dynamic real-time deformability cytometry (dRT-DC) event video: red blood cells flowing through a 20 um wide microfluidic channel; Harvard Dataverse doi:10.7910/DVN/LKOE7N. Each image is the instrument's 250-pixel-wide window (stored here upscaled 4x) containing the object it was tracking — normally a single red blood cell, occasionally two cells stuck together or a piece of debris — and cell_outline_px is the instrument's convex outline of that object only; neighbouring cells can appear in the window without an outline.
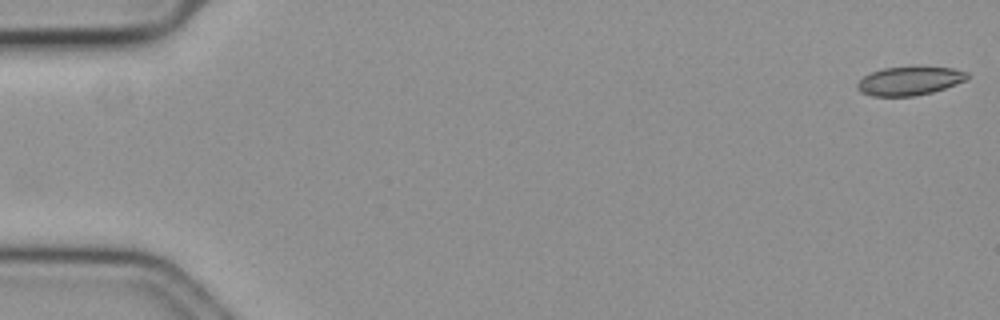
{"species": "common noctule bat (a hibernating species)", "species_latin": "Nyctalus noctula", "temperature_condition": "cold", "stored_images_in_passage": 58, "camera_frame_rate_fps": 3000, "um_per_image_px": 0.085, "animal": {"sex": "female", "body_mass_g": 19.3, "forearm_length_mm": 54.1}, "frame": {"image": 1, "passage_image": 1, "time_ms": 0.0, "image_size_px": [1000, 320], "cell_outline_px": [[968, 80], [932, 92], [916, 96], [872, 96], [860, 92], [856, 88], [856, 84], [864, 76], [872, 72], [884, 68], [952, 68], [968, 72]], "centroid_in_image_um": [77.3, 6.9], "position_along_channel_um": 7.7, "area_um2": 18.03}}
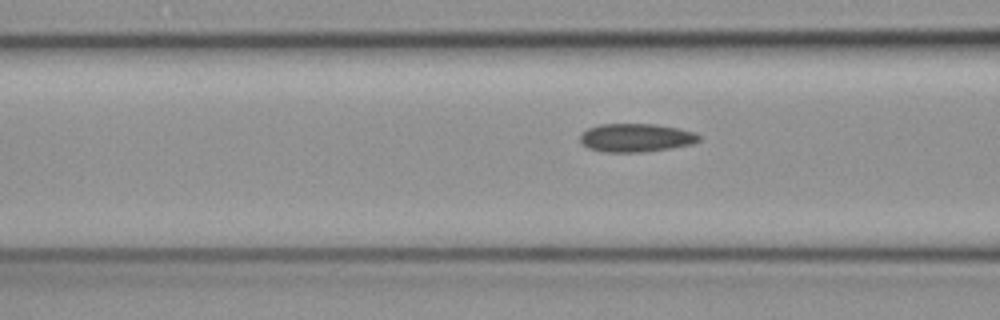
{"frame": {"image": 2, "passage_image": 23, "time_ms": 7.333, "image_size_px": [1000, 320], "cell_outline_px": [[700, 140], [692, 144], [672, 148], [640, 152], [604, 152], [588, 148], [580, 140], [580, 132], [588, 128], [600, 124], [656, 124], [680, 128], [696, 132], [700, 136]], "centroid_in_image_um": [54.07, 11.7], "position_along_channel_um": 112.5, "area_um2": 19.83}}
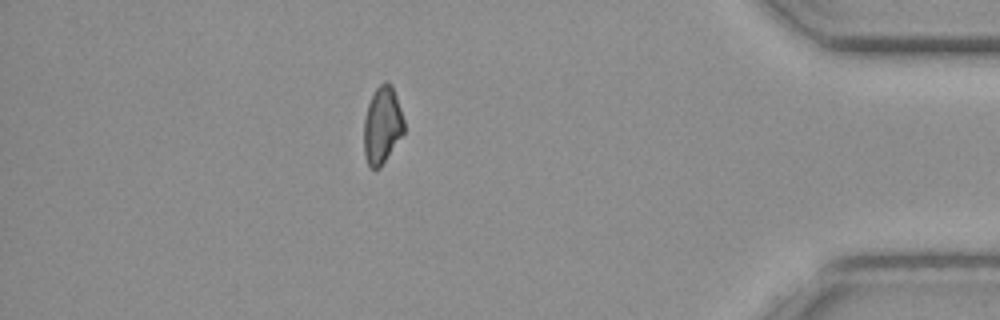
{"frame": {"image": 3, "passage_image": 51, "time_ms": 16.667, "image_size_px": [1000, 320], "cell_outline_px": [[404, 132], [380, 168], [368, 168], [364, 156], [364, 120], [368, 104], [376, 88], [384, 80], [388, 80], [392, 84], [404, 120]], "centroid_in_image_um": [32.48, 10.64], "position_along_channel_um": 402.7, "area_um2": 18.09}}